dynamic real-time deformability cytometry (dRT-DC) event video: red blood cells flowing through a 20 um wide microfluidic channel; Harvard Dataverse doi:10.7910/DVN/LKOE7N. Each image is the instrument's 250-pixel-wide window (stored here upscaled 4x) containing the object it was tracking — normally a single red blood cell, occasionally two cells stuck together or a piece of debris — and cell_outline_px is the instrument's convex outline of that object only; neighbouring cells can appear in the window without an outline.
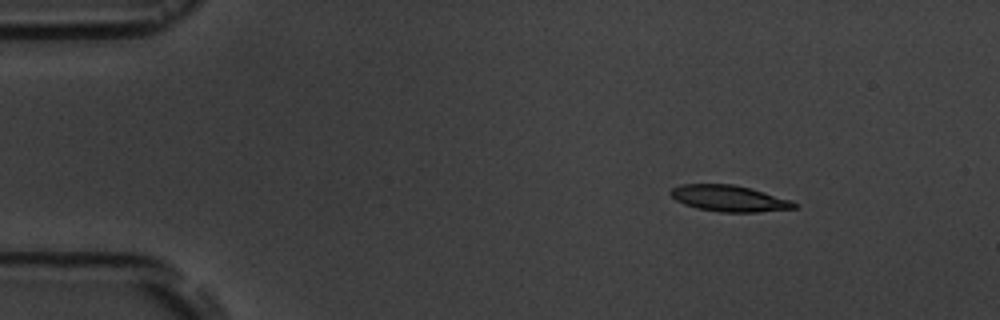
{"species": "common noctule bat (a hibernating species)", "species_latin": "Nyctalus noctula", "temperature_condition": "room temperature", "stored_images_in_passage": 6, "camera_frame_rate_fps": 3000, "um_per_image_px": 0.085, "animal": {"sex": "male", "body_mass_g": 19.5, "forearm_length_mm": 54.6}, "frame": {"image": 1, "passage_image": 2, "time_ms": 1.0, "image_size_px": [1000, 320], "cell_outline_px": [[800, 204], [796, 208], [756, 212], [720, 212], [696, 208], [684, 204], [676, 200], [668, 192], [672, 188], [680, 184], [732, 184], [752, 188], [792, 200]], "centroid_in_image_um": [62.0, 16.86], "position_along_channel_um": 23.0, "area_um2": 19.07}}
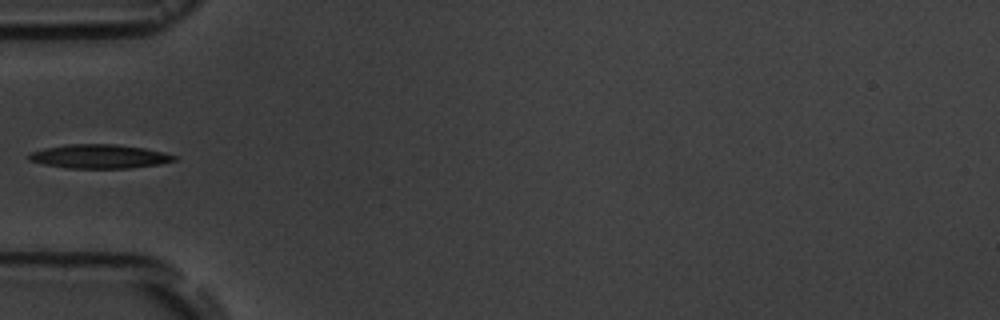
{"frame": {"image": 2, "passage_image": 5, "time_ms": 4.667, "image_size_px": [1000, 320], "cell_outline_px": [[176, 160], [160, 164], [128, 168], [68, 168], [44, 164], [28, 160], [28, 156], [32, 152], [44, 148], [68, 144], [116, 144], [144, 148], [176, 156]], "centroid_in_image_um": [8.42, 13.29], "position_along_channel_um": 76.6, "area_um2": 20.06}}
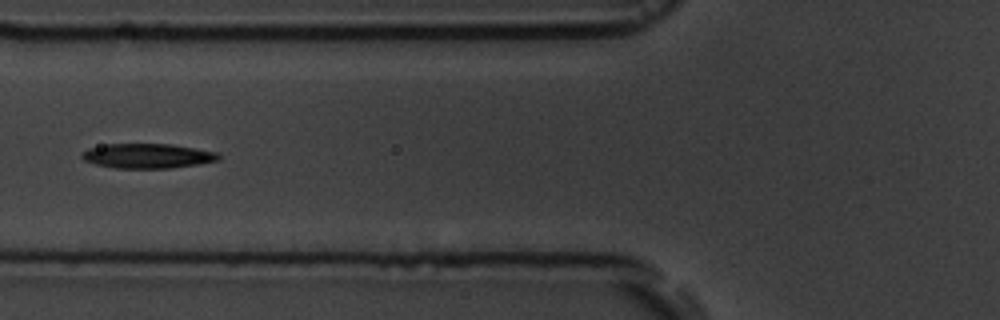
{"frame": {"image": 3, "passage_image": 6, "time_ms": 5.667, "image_size_px": [1000, 320], "cell_outline_px": [[220, 160], [196, 164], [168, 168], [112, 168], [96, 164], [84, 160], [80, 156], [80, 152], [88, 148], [108, 144], [172, 144], [220, 152]], "centroid_in_image_um": [12.54, 13.24], "position_along_channel_um": 113.3, "area_um2": 19.77}}